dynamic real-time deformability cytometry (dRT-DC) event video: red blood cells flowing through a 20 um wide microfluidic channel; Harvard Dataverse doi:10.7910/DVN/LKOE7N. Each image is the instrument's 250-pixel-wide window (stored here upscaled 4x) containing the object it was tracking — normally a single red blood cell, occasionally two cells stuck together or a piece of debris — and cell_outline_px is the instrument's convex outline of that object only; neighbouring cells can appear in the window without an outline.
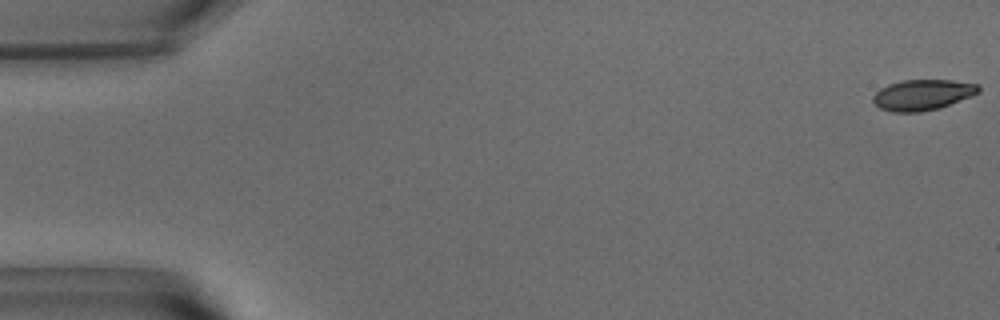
{"species": "common noctule bat (a hibernating species)", "species_latin": "Nyctalus noctula", "temperature_condition": "warm", "stored_images_in_passage": 54, "camera_frame_rate_fps": 3000, "um_per_image_px": 0.085, "animal": {"sex": "male", "body_mass_g": 15.6}, "frame": {"image": 1, "passage_image": 1, "time_ms": 0.0, "image_size_px": [1000, 320], "cell_outline_px": [[980, 92], [972, 96], [940, 108], [920, 112], [892, 112], [880, 108], [872, 100], [872, 96], [880, 88], [888, 84], [904, 80], [952, 80], [980, 84]], "centroid_in_image_um": [78.44, 8.06], "position_along_channel_um": 6.6, "area_um2": 19.02}}
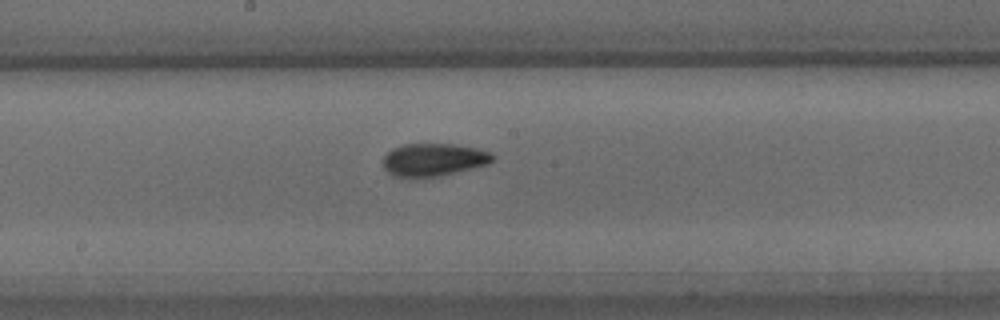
{"frame": {"image": 2, "passage_image": 29, "time_ms": 9.333, "image_size_px": [1000, 320], "cell_outline_px": [[496, 160], [488, 164], [440, 176], [416, 180], [392, 176], [384, 168], [384, 156], [392, 148], [400, 144], [452, 144], [476, 148], [492, 152], [496, 156]], "centroid_in_image_um": [36.85, 13.6], "position_along_channel_um": 211.4, "area_um2": 21.56}}
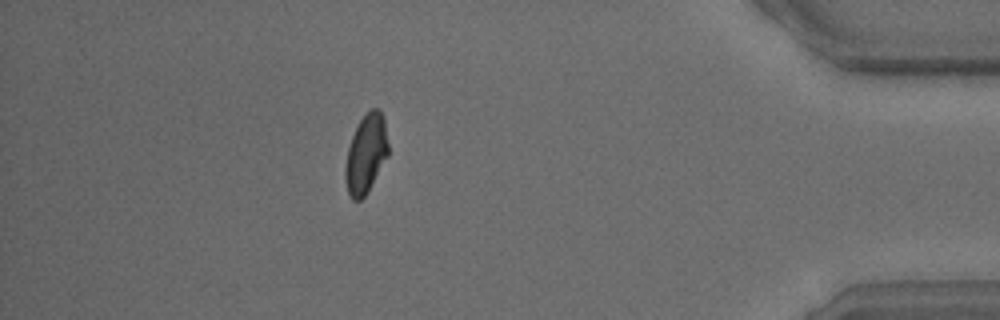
{"frame": {"image": 3, "passage_image": 48, "time_ms": 15.667, "image_size_px": [1000, 320], "cell_outline_px": [[388, 156], [368, 192], [360, 200], [352, 200], [348, 192], [344, 176], [344, 168], [348, 148], [352, 136], [360, 120], [372, 108], [380, 108], [384, 120], [388, 144]], "centroid_in_image_um": [31.11, 13.1], "position_along_channel_um": 404.1, "area_um2": 19.71}, "authors_computed_cell_mechanics": {"area_um2": 20.0855, "velocity_mm_per_s": 3.7604, "shape_relaxation_time_tau1_ms": 4.6349, "shape_relaxation_time_tau2_ms": 2.4462, "deformation_change_tau1": 0.1481, "deformation_change_tau2": 0.0679}}